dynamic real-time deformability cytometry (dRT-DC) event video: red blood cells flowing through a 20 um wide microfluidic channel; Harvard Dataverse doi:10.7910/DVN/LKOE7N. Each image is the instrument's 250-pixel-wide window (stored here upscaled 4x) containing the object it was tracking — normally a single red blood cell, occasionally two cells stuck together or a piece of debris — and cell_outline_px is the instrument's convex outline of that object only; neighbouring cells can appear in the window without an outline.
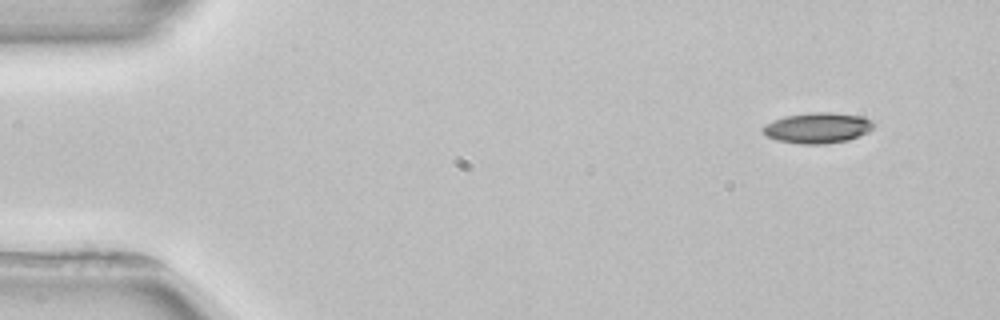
{"species": "common noctule bat (a hibernating species)", "species_latin": "Nyctalus noctula", "temperature_condition": "room temperature", "stored_images_in_passage": 4, "camera_frame_rate_fps": 3000, "um_per_image_px": 0.085, "animal": {"sex": "female", "body_mass_g": 22.7, "forearm_length_mm": 54.2}, "frame": {"image": 1, "passage_image": 1, "time_ms": 0.0, "image_size_px": [1000, 320], "cell_outline_px": [[876, 124], [868, 132], [848, 140], [824, 144], [800, 144], [776, 140], [760, 132], [760, 128], [764, 124], [784, 116], [812, 112], [832, 112], [864, 116], [872, 120]], "centroid_in_image_um": [69.48, 10.86], "position_along_channel_um": 15.5, "area_um2": 20.06}}
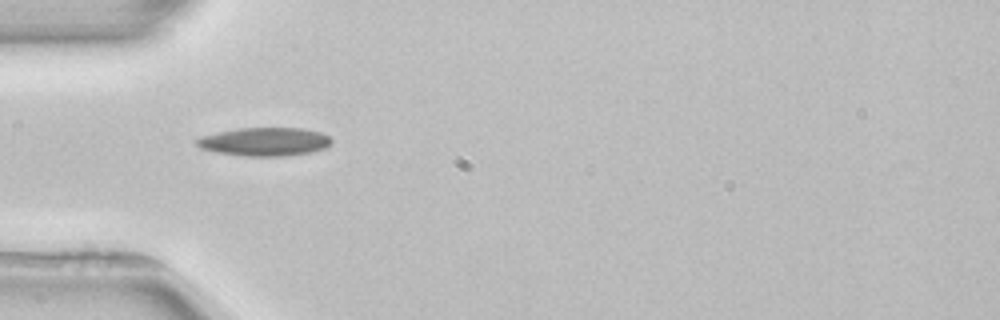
{"frame": {"image": 2, "passage_image": 4, "time_ms": 4.0, "image_size_px": [1000, 320], "cell_outline_px": [[332, 144], [328, 148], [288, 156], [244, 156], [216, 152], [200, 148], [196, 144], [196, 140], [204, 136], [220, 132], [240, 128], [300, 128], [320, 132], [328, 136], [332, 140]], "centroid_in_image_um": [22.54, 12.05], "position_along_channel_um": 62.5, "area_um2": 22.2}}